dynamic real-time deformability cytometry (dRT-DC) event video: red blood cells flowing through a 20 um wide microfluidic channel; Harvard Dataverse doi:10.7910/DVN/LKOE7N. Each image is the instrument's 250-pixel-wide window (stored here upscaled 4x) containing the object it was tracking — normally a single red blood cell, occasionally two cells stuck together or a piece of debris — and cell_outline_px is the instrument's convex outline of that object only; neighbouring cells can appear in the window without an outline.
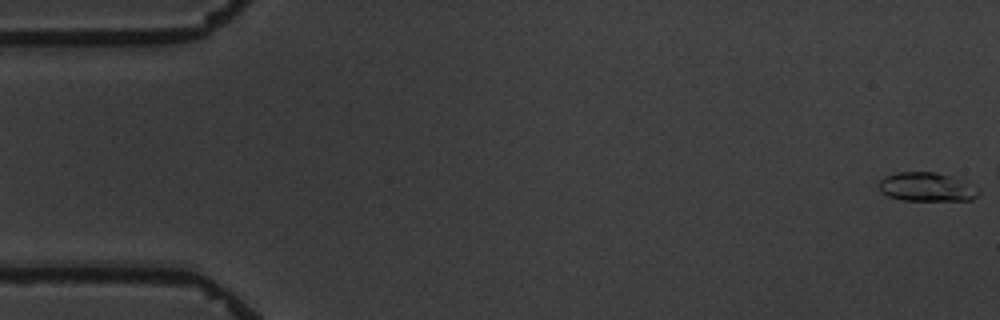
{"species": "common noctule bat (a hibernating species)", "species_latin": "Nyctalus noctula", "temperature_condition": "warm", "stored_images_in_passage": 6, "camera_frame_rate_fps": 3000, "um_per_image_px": 0.085, "animal": {"sex": "male", "body_mass_g": 19.5, "forearm_length_mm": 54.6}, "frame": {"image": 1, "passage_image": 1, "time_ms": 0.0, "image_size_px": [1000, 320], "cell_outline_px": [[980, 196], [972, 200], [904, 200], [888, 196], [880, 192], [876, 184], [884, 176], [900, 172], [936, 172], [968, 180], [980, 188]], "centroid_in_image_um": [78.84, 15.88], "position_along_channel_um": 6.2, "area_um2": 17.34}}